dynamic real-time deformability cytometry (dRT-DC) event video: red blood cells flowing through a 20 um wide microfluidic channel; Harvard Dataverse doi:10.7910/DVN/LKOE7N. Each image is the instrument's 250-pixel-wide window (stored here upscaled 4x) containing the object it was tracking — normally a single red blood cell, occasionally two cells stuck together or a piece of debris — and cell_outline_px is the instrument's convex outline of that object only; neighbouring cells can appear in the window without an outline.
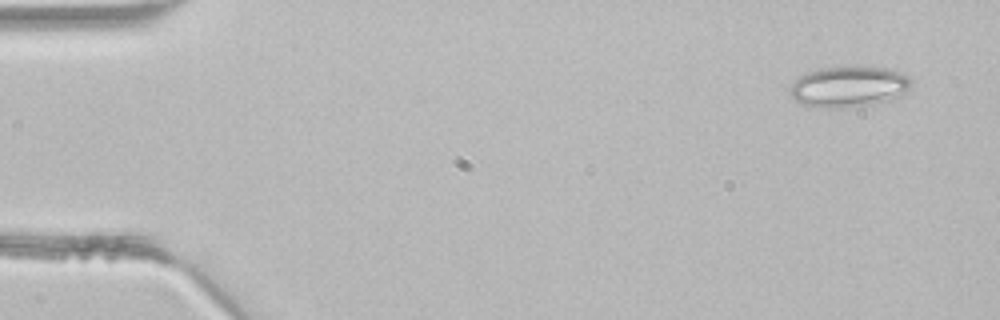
{"species": "common noctule bat (a hibernating species)", "species_latin": "Nyctalus noctula", "temperature_condition": "room temperature", "stored_images_in_passage": 3, "camera_frame_rate_fps": 3000, "um_per_image_px": 0.085, "animal": {"sex": "male", "body_mass_g": 21.5, "forearm_length_mm": 52.0}, "frame": {"image": 1, "passage_image": 1, "time_ms": 0.0, "image_size_px": [1000, 320], "cell_outline_px": [[912, 84], [908, 92], [904, 96], [848, 108], [820, 108], [804, 104], [792, 100], [788, 92], [788, 88], [804, 72], [820, 68], [856, 64], [884, 68], [908, 76], [912, 80]], "centroid_in_image_um": [72.11, 7.34], "position_along_channel_um": 12.9, "area_um2": 29.65}}
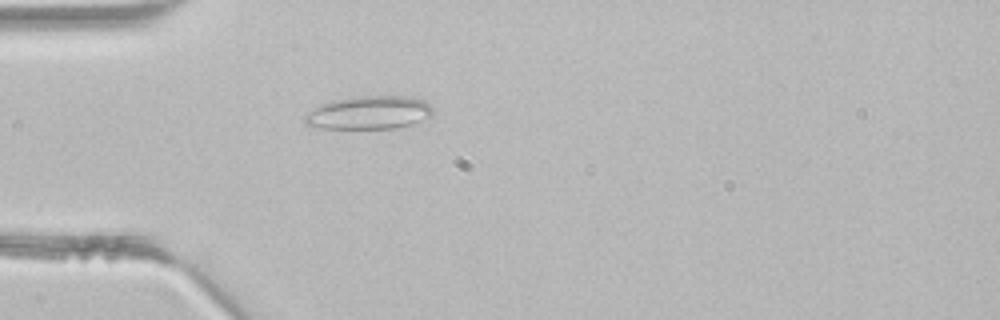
{"frame": {"image": 2, "passage_image": 3, "time_ms": 0.667, "image_size_px": [1000, 320], "cell_outline_px": [[432, 112], [428, 116], [412, 124], [396, 128], [320, 128], [304, 124], [304, 116], [308, 112], [320, 104], [336, 100], [360, 96], [404, 96], [420, 100], [428, 104], [432, 108]], "centroid_in_image_um": [31.31, 9.58], "position_along_channel_um": 53.7, "area_um2": 24.33}}